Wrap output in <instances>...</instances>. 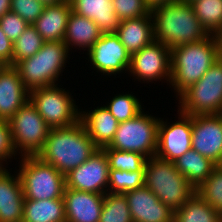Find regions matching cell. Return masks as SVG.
I'll use <instances>...</instances> for the list:
<instances>
[{
    "label": "cell",
    "instance_id": "cell-1",
    "mask_svg": "<svg viewBox=\"0 0 222 222\" xmlns=\"http://www.w3.org/2000/svg\"><path fill=\"white\" fill-rule=\"evenodd\" d=\"M155 41L168 48L195 43L210 34L197 19L189 2L177 0L151 9Z\"/></svg>",
    "mask_w": 222,
    "mask_h": 222
},
{
    "label": "cell",
    "instance_id": "cell-2",
    "mask_svg": "<svg viewBox=\"0 0 222 222\" xmlns=\"http://www.w3.org/2000/svg\"><path fill=\"white\" fill-rule=\"evenodd\" d=\"M98 149L79 120L69 127L50 129L37 157L66 175L88 160Z\"/></svg>",
    "mask_w": 222,
    "mask_h": 222
},
{
    "label": "cell",
    "instance_id": "cell-3",
    "mask_svg": "<svg viewBox=\"0 0 222 222\" xmlns=\"http://www.w3.org/2000/svg\"><path fill=\"white\" fill-rule=\"evenodd\" d=\"M219 58L218 39L212 34L204 40L171 48L170 85L176 97L199 81Z\"/></svg>",
    "mask_w": 222,
    "mask_h": 222
},
{
    "label": "cell",
    "instance_id": "cell-4",
    "mask_svg": "<svg viewBox=\"0 0 222 222\" xmlns=\"http://www.w3.org/2000/svg\"><path fill=\"white\" fill-rule=\"evenodd\" d=\"M69 52L64 41L44 42L35 55L17 62L14 67L29 91L56 85L66 66Z\"/></svg>",
    "mask_w": 222,
    "mask_h": 222
},
{
    "label": "cell",
    "instance_id": "cell-5",
    "mask_svg": "<svg viewBox=\"0 0 222 222\" xmlns=\"http://www.w3.org/2000/svg\"><path fill=\"white\" fill-rule=\"evenodd\" d=\"M144 175V185L172 210L180 208L196 193V189L176 169L173 161L157 156L147 158Z\"/></svg>",
    "mask_w": 222,
    "mask_h": 222
},
{
    "label": "cell",
    "instance_id": "cell-6",
    "mask_svg": "<svg viewBox=\"0 0 222 222\" xmlns=\"http://www.w3.org/2000/svg\"><path fill=\"white\" fill-rule=\"evenodd\" d=\"M178 97V110L184 114H222V59L219 58L199 81Z\"/></svg>",
    "mask_w": 222,
    "mask_h": 222
},
{
    "label": "cell",
    "instance_id": "cell-7",
    "mask_svg": "<svg viewBox=\"0 0 222 222\" xmlns=\"http://www.w3.org/2000/svg\"><path fill=\"white\" fill-rule=\"evenodd\" d=\"M19 178L25 199L63 198L65 175L37 156L20 157Z\"/></svg>",
    "mask_w": 222,
    "mask_h": 222
},
{
    "label": "cell",
    "instance_id": "cell-8",
    "mask_svg": "<svg viewBox=\"0 0 222 222\" xmlns=\"http://www.w3.org/2000/svg\"><path fill=\"white\" fill-rule=\"evenodd\" d=\"M57 85L35 88L29 93V101L51 129L69 127L80 120V108L72 94Z\"/></svg>",
    "mask_w": 222,
    "mask_h": 222
},
{
    "label": "cell",
    "instance_id": "cell-9",
    "mask_svg": "<svg viewBox=\"0 0 222 222\" xmlns=\"http://www.w3.org/2000/svg\"><path fill=\"white\" fill-rule=\"evenodd\" d=\"M159 121L160 118L142 110L134 118L118 124L112 142L106 147L138 152L147 158L156 156Z\"/></svg>",
    "mask_w": 222,
    "mask_h": 222
},
{
    "label": "cell",
    "instance_id": "cell-10",
    "mask_svg": "<svg viewBox=\"0 0 222 222\" xmlns=\"http://www.w3.org/2000/svg\"><path fill=\"white\" fill-rule=\"evenodd\" d=\"M12 140L20 157L37 156L48 137L50 127L28 101L9 120ZM19 151V152H18Z\"/></svg>",
    "mask_w": 222,
    "mask_h": 222
},
{
    "label": "cell",
    "instance_id": "cell-11",
    "mask_svg": "<svg viewBox=\"0 0 222 222\" xmlns=\"http://www.w3.org/2000/svg\"><path fill=\"white\" fill-rule=\"evenodd\" d=\"M128 73L143 83L166 79L170 84L171 49L154 40L131 55Z\"/></svg>",
    "mask_w": 222,
    "mask_h": 222
},
{
    "label": "cell",
    "instance_id": "cell-12",
    "mask_svg": "<svg viewBox=\"0 0 222 222\" xmlns=\"http://www.w3.org/2000/svg\"><path fill=\"white\" fill-rule=\"evenodd\" d=\"M108 179V158L99 148L83 164L65 175V187L105 195L108 193Z\"/></svg>",
    "mask_w": 222,
    "mask_h": 222
},
{
    "label": "cell",
    "instance_id": "cell-13",
    "mask_svg": "<svg viewBox=\"0 0 222 222\" xmlns=\"http://www.w3.org/2000/svg\"><path fill=\"white\" fill-rule=\"evenodd\" d=\"M178 112V121L169 123L160 118L156 156L158 158L175 161L192 148V116Z\"/></svg>",
    "mask_w": 222,
    "mask_h": 222
},
{
    "label": "cell",
    "instance_id": "cell-14",
    "mask_svg": "<svg viewBox=\"0 0 222 222\" xmlns=\"http://www.w3.org/2000/svg\"><path fill=\"white\" fill-rule=\"evenodd\" d=\"M86 54L91 66L104 75L113 76L123 71L126 73L130 66L131 55L116 33L102 34Z\"/></svg>",
    "mask_w": 222,
    "mask_h": 222
},
{
    "label": "cell",
    "instance_id": "cell-15",
    "mask_svg": "<svg viewBox=\"0 0 222 222\" xmlns=\"http://www.w3.org/2000/svg\"><path fill=\"white\" fill-rule=\"evenodd\" d=\"M192 149L217 163L222 156V114L192 116Z\"/></svg>",
    "mask_w": 222,
    "mask_h": 222
},
{
    "label": "cell",
    "instance_id": "cell-16",
    "mask_svg": "<svg viewBox=\"0 0 222 222\" xmlns=\"http://www.w3.org/2000/svg\"><path fill=\"white\" fill-rule=\"evenodd\" d=\"M132 222H173L174 210L164 205L145 185L123 194Z\"/></svg>",
    "mask_w": 222,
    "mask_h": 222
},
{
    "label": "cell",
    "instance_id": "cell-17",
    "mask_svg": "<svg viewBox=\"0 0 222 222\" xmlns=\"http://www.w3.org/2000/svg\"><path fill=\"white\" fill-rule=\"evenodd\" d=\"M104 194L64 189L66 222H99Z\"/></svg>",
    "mask_w": 222,
    "mask_h": 222
},
{
    "label": "cell",
    "instance_id": "cell-18",
    "mask_svg": "<svg viewBox=\"0 0 222 222\" xmlns=\"http://www.w3.org/2000/svg\"><path fill=\"white\" fill-rule=\"evenodd\" d=\"M0 169V222H22L24 194L18 173Z\"/></svg>",
    "mask_w": 222,
    "mask_h": 222
},
{
    "label": "cell",
    "instance_id": "cell-19",
    "mask_svg": "<svg viewBox=\"0 0 222 222\" xmlns=\"http://www.w3.org/2000/svg\"><path fill=\"white\" fill-rule=\"evenodd\" d=\"M29 93L17 69L9 65L0 76V120L9 121L29 101Z\"/></svg>",
    "mask_w": 222,
    "mask_h": 222
},
{
    "label": "cell",
    "instance_id": "cell-20",
    "mask_svg": "<svg viewBox=\"0 0 222 222\" xmlns=\"http://www.w3.org/2000/svg\"><path fill=\"white\" fill-rule=\"evenodd\" d=\"M72 12L70 1L45 6L33 23L44 42L64 41L68 18Z\"/></svg>",
    "mask_w": 222,
    "mask_h": 222
},
{
    "label": "cell",
    "instance_id": "cell-21",
    "mask_svg": "<svg viewBox=\"0 0 222 222\" xmlns=\"http://www.w3.org/2000/svg\"><path fill=\"white\" fill-rule=\"evenodd\" d=\"M80 121L84 124L88 136L100 149L112 142L119 124L106 105L98 106L89 113L81 110Z\"/></svg>",
    "mask_w": 222,
    "mask_h": 222
},
{
    "label": "cell",
    "instance_id": "cell-22",
    "mask_svg": "<svg viewBox=\"0 0 222 222\" xmlns=\"http://www.w3.org/2000/svg\"><path fill=\"white\" fill-rule=\"evenodd\" d=\"M111 2L112 0H70L72 11L93 20L103 34L116 33L120 25Z\"/></svg>",
    "mask_w": 222,
    "mask_h": 222
},
{
    "label": "cell",
    "instance_id": "cell-23",
    "mask_svg": "<svg viewBox=\"0 0 222 222\" xmlns=\"http://www.w3.org/2000/svg\"><path fill=\"white\" fill-rule=\"evenodd\" d=\"M116 34L127 52L133 55L155 40L152 17L142 16L120 21Z\"/></svg>",
    "mask_w": 222,
    "mask_h": 222
},
{
    "label": "cell",
    "instance_id": "cell-24",
    "mask_svg": "<svg viewBox=\"0 0 222 222\" xmlns=\"http://www.w3.org/2000/svg\"><path fill=\"white\" fill-rule=\"evenodd\" d=\"M102 34L93 20L72 11L68 18L64 43L67 45L69 51L74 46L75 48L78 47L79 50L80 48L82 50L85 48L88 52Z\"/></svg>",
    "mask_w": 222,
    "mask_h": 222
},
{
    "label": "cell",
    "instance_id": "cell-25",
    "mask_svg": "<svg viewBox=\"0 0 222 222\" xmlns=\"http://www.w3.org/2000/svg\"><path fill=\"white\" fill-rule=\"evenodd\" d=\"M174 164L176 169L195 189H197L216 168V163L192 148L178 157L174 161Z\"/></svg>",
    "mask_w": 222,
    "mask_h": 222
},
{
    "label": "cell",
    "instance_id": "cell-26",
    "mask_svg": "<svg viewBox=\"0 0 222 222\" xmlns=\"http://www.w3.org/2000/svg\"><path fill=\"white\" fill-rule=\"evenodd\" d=\"M22 222H66L63 198L25 199Z\"/></svg>",
    "mask_w": 222,
    "mask_h": 222
},
{
    "label": "cell",
    "instance_id": "cell-27",
    "mask_svg": "<svg viewBox=\"0 0 222 222\" xmlns=\"http://www.w3.org/2000/svg\"><path fill=\"white\" fill-rule=\"evenodd\" d=\"M173 222H222V214L194 193L180 208L174 210Z\"/></svg>",
    "mask_w": 222,
    "mask_h": 222
},
{
    "label": "cell",
    "instance_id": "cell-28",
    "mask_svg": "<svg viewBox=\"0 0 222 222\" xmlns=\"http://www.w3.org/2000/svg\"><path fill=\"white\" fill-rule=\"evenodd\" d=\"M190 4L209 34L217 35L222 31V0H193Z\"/></svg>",
    "mask_w": 222,
    "mask_h": 222
},
{
    "label": "cell",
    "instance_id": "cell-29",
    "mask_svg": "<svg viewBox=\"0 0 222 222\" xmlns=\"http://www.w3.org/2000/svg\"><path fill=\"white\" fill-rule=\"evenodd\" d=\"M108 158L109 170L145 171L147 157L138 152L102 148Z\"/></svg>",
    "mask_w": 222,
    "mask_h": 222
},
{
    "label": "cell",
    "instance_id": "cell-30",
    "mask_svg": "<svg viewBox=\"0 0 222 222\" xmlns=\"http://www.w3.org/2000/svg\"><path fill=\"white\" fill-rule=\"evenodd\" d=\"M99 222H132L127 199L123 194H105Z\"/></svg>",
    "mask_w": 222,
    "mask_h": 222
},
{
    "label": "cell",
    "instance_id": "cell-31",
    "mask_svg": "<svg viewBox=\"0 0 222 222\" xmlns=\"http://www.w3.org/2000/svg\"><path fill=\"white\" fill-rule=\"evenodd\" d=\"M144 171L109 170L108 193L125 194L144 186Z\"/></svg>",
    "mask_w": 222,
    "mask_h": 222
},
{
    "label": "cell",
    "instance_id": "cell-32",
    "mask_svg": "<svg viewBox=\"0 0 222 222\" xmlns=\"http://www.w3.org/2000/svg\"><path fill=\"white\" fill-rule=\"evenodd\" d=\"M43 43V38L35 27L29 25L13 42V66L17 62L35 55L42 48Z\"/></svg>",
    "mask_w": 222,
    "mask_h": 222
},
{
    "label": "cell",
    "instance_id": "cell-33",
    "mask_svg": "<svg viewBox=\"0 0 222 222\" xmlns=\"http://www.w3.org/2000/svg\"><path fill=\"white\" fill-rule=\"evenodd\" d=\"M108 104L106 107L119 123L134 118L143 110L140 100L129 92L115 95Z\"/></svg>",
    "mask_w": 222,
    "mask_h": 222
},
{
    "label": "cell",
    "instance_id": "cell-34",
    "mask_svg": "<svg viewBox=\"0 0 222 222\" xmlns=\"http://www.w3.org/2000/svg\"><path fill=\"white\" fill-rule=\"evenodd\" d=\"M196 193L222 214V171L217 167L196 189Z\"/></svg>",
    "mask_w": 222,
    "mask_h": 222
},
{
    "label": "cell",
    "instance_id": "cell-35",
    "mask_svg": "<svg viewBox=\"0 0 222 222\" xmlns=\"http://www.w3.org/2000/svg\"><path fill=\"white\" fill-rule=\"evenodd\" d=\"M111 3L120 21L151 16L146 0H112Z\"/></svg>",
    "mask_w": 222,
    "mask_h": 222
},
{
    "label": "cell",
    "instance_id": "cell-36",
    "mask_svg": "<svg viewBox=\"0 0 222 222\" xmlns=\"http://www.w3.org/2000/svg\"><path fill=\"white\" fill-rule=\"evenodd\" d=\"M45 9L39 0H11V12L18 14L29 25L38 19Z\"/></svg>",
    "mask_w": 222,
    "mask_h": 222
},
{
    "label": "cell",
    "instance_id": "cell-37",
    "mask_svg": "<svg viewBox=\"0 0 222 222\" xmlns=\"http://www.w3.org/2000/svg\"><path fill=\"white\" fill-rule=\"evenodd\" d=\"M28 26L26 21L11 11L0 18V28L12 42L18 39Z\"/></svg>",
    "mask_w": 222,
    "mask_h": 222
},
{
    "label": "cell",
    "instance_id": "cell-38",
    "mask_svg": "<svg viewBox=\"0 0 222 222\" xmlns=\"http://www.w3.org/2000/svg\"><path fill=\"white\" fill-rule=\"evenodd\" d=\"M17 150L13 144L12 132L9 121L0 120V164L4 167V162L7 164V159H11L16 154Z\"/></svg>",
    "mask_w": 222,
    "mask_h": 222
},
{
    "label": "cell",
    "instance_id": "cell-39",
    "mask_svg": "<svg viewBox=\"0 0 222 222\" xmlns=\"http://www.w3.org/2000/svg\"><path fill=\"white\" fill-rule=\"evenodd\" d=\"M0 60L13 66V42L0 28Z\"/></svg>",
    "mask_w": 222,
    "mask_h": 222
},
{
    "label": "cell",
    "instance_id": "cell-40",
    "mask_svg": "<svg viewBox=\"0 0 222 222\" xmlns=\"http://www.w3.org/2000/svg\"><path fill=\"white\" fill-rule=\"evenodd\" d=\"M11 10V0H0V18Z\"/></svg>",
    "mask_w": 222,
    "mask_h": 222
},
{
    "label": "cell",
    "instance_id": "cell-41",
    "mask_svg": "<svg viewBox=\"0 0 222 222\" xmlns=\"http://www.w3.org/2000/svg\"><path fill=\"white\" fill-rule=\"evenodd\" d=\"M177 0H146L148 6L152 9L158 5L167 4Z\"/></svg>",
    "mask_w": 222,
    "mask_h": 222
},
{
    "label": "cell",
    "instance_id": "cell-42",
    "mask_svg": "<svg viewBox=\"0 0 222 222\" xmlns=\"http://www.w3.org/2000/svg\"><path fill=\"white\" fill-rule=\"evenodd\" d=\"M41 3H43L45 6L47 5H53L57 3L67 2L70 0H39Z\"/></svg>",
    "mask_w": 222,
    "mask_h": 222
},
{
    "label": "cell",
    "instance_id": "cell-43",
    "mask_svg": "<svg viewBox=\"0 0 222 222\" xmlns=\"http://www.w3.org/2000/svg\"><path fill=\"white\" fill-rule=\"evenodd\" d=\"M218 43H219V53H220V58L222 59V31L218 33L217 35Z\"/></svg>",
    "mask_w": 222,
    "mask_h": 222
},
{
    "label": "cell",
    "instance_id": "cell-44",
    "mask_svg": "<svg viewBox=\"0 0 222 222\" xmlns=\"http://www.w3.org/2000/svg\"><path fill=\"white\" fill-rule=\"evenodd\" d=\"M8 66H9V65H8L6 62L0 60V76L2 75V73L5 71V69H6Z\"/></svg>",
    "mask_w": 222,
    "mask_h": 222
},
{
    "label": "cell",
    "instance_id": "cell-45",
    "mask_svg": "<svg viewBox=\"0 0 222 222\" xmlns=\"http://www.w3.org/2000/svg\"><path fill=\"white\" fill-rule=\"evenodd\" d=\"M216 167L222 171V156L220 160L216 163Z\"/></svg>",
    "mask_w": 222,
    "mask_h": 222
},
{
    "label": "cell",
    "instance_id": "cell-46",
    "mask_svg": "<svg viewBox=\"0 0 222 222\" xmlns=\"http://www.w3.org/2000/svg\"><path fill=\"white\" fill-rule=\"evenodd\" d=\"M182 1H185V2H189V3H190V2L193 1V0H182Z\"/></svg>",
    "mask_w": 222,
    "mask_h": 222
}]
</instances>
